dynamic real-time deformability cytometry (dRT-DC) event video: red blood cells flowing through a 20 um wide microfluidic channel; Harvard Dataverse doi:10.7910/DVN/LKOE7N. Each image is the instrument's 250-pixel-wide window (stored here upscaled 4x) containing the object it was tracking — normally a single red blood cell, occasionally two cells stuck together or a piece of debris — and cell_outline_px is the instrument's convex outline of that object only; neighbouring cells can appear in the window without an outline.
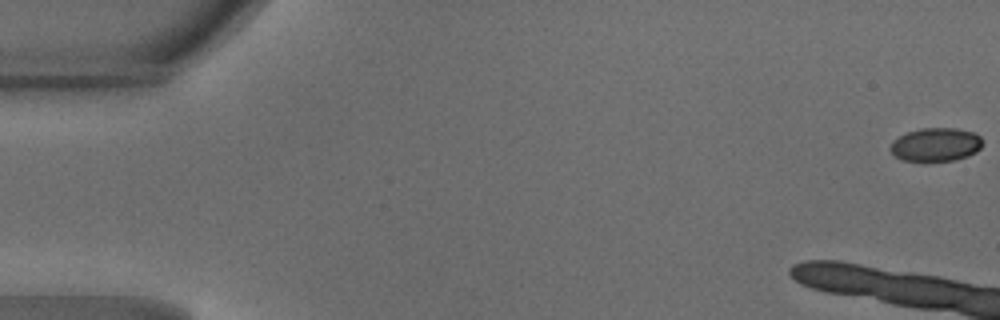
{"species": "common noctule bat (a hibernating species)", "species_latin": "Nyctalus noctula", "temperature_condition": "warm", "stored_images_in_passage": 11, "camera_frame_rate_fps": 3000, "um_per_image_px": 0.085, "animal": {"sex": "male", "body_mass_g": 18.8}, "frame": {"image": 1, "passage_image": 1, "time_ms": 0.0, "image_size_px": [1000, 320], "cell_outline_px": [[980, 148], [976, 152], [968, 156], [952, 160], [924, 164], [904, 160], [896, 156], [892, 152], [892, 140], [908, 132], [920, 128], [956, 128], [972, 132], [980, 136]], "centroid_in_image_um": [79.52, 12.33], "position_along_channel_um": 5.5, "area_um2": 18.21}}